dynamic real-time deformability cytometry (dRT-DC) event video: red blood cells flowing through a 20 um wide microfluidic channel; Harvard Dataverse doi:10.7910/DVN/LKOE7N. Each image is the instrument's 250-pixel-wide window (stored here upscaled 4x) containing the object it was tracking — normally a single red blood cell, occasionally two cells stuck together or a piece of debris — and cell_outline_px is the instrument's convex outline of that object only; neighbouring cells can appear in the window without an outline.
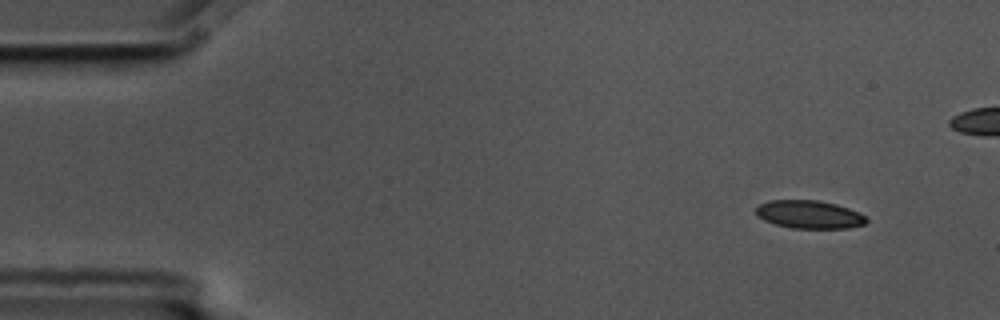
{"species": "common noctule bat (a hibernating species)", "species_latin": "Nyctalus noctula", "temperature_condition": "cold", "stored_images_in_passage": 4, "camera_frame_rate_fps": 3000, "um_per_image_px": 0.085, "animal": {"sex": "male", "body_mass_g": 17.5, "forearm_length_mm": 52.3}, "frame": {"image": 1, "passage_image": 1, "time_ms": 0.0, "image_size_px": [1000, 320], "cell_outline_px": [[868, 220], [864, 224], [848, 228], [792, 228], [776, 224], [764, 220], [756, 216], [756, 208], [760, 204], [768, 200], [816, 200], [836, 204], [860, 212]], "centroid_in_image_um": [68.78, 18.22], "position_along_channel_um": 16.2, "area_um2": 18.03}}